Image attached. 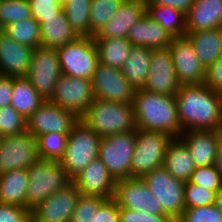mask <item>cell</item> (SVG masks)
Returning <instances> with one entry per match:
<instances>
[{"label": "cell", "instance_id": "6da1fadb", "mask_svg": "<svg viewBox=\"0 0 222 222\" xmlns=\"http://www.w3.org/2000/svg\"><path fill=\"white\" fill-rule=\"evenodd\" d=\"M176 102L181 128L189 130L222 131V94L206 84L183 85Z\"/></svg>", "mask_w": 222, "mask_h": 222}, {"label": "cell", "instance_id": "7a4b0ae2", "mask_svg": "<svg viewBox=\"0 0 222 222\" xmlns=\"http://www.w3.org/2000/svg\"><path fill=\"white\" fill-rule=\"evenodd\" d=\"M133 108L136 128L150 132H161L172 138L183 133L178 118L175 95L158 94L144 89L134 93Z\"/></svg>", "mask_w": 222, "mask_h": 222}, {"label": "cell", "instance_id": "3957f363", "mask_svg": "<svg viewBox=\"0 0 222 222\" xmlns=\"http://www.w3.org/2000/svg\"><path fill=\"white\" fill-rule=\"evenodd\" d=\"M80 119L101 137L137 129L133 105L127 103L94 99Z\"/></svg>", "mask_w": 222, "mask_h": 222}, {"label": "cell", "instance_id": "277c9868", "mask_svg": "<svg viewBox=\"0 0 222 222\" xmlns=\"http://www.w3.org/2000/svg\"><path fill=\"white\" fill-rule=\"evenodd\" d=\"M101 139L102 137L81 119L74 124L68 135L64 157L60 160L71 180L98 158Z\"/></svg>", "mask_w": 222, "mask_h": 222}, {"label": "cell", "instance_id": "5b68a950", "mask_svg": "<svg viewBox=\"0 0 222 222\" xmlns=\"http://www.w3.org/2000/svg\"><path fill=\"white\" fill-rule=\"evenodd\" d=\"M27 173L26 208L30 211L72 181L60 161L39 160Z\"/></svg>", "mask_w": 222, "mask_h": 222}, {"label": "cell", "instance_id": "8992f818", "mask_svg": "<svg viewBox=\"0 0 222 222\" xmlns=\"http://www.w3.org/2000/svg\"><path fill=\"white\" fill-rule=\"evenodd\" d=\"M135 145L136 129L102 137L98 158L115 181L131 178V162Z\"/></svg>", "mask_w": 222, "mask_h": 222}, {"label": "cell", "instance_id": "52a82bcc", "mask_svg": "<svg viewBox=\"0 0 222 222\" xmlns=\"http://www.w3.org/2000/svg\"><path fill=\"white\" fill-rule=\"evenodd\" d=\"M56 51L63 75L92 79L99 62L93 37H78Z\"/></svg>", "mask_w": 222, "mask_h": 222}, {"label": "cell", "instance_id": "ba28073f", "mask_svg": "<svg viewBox=\"0 0 222 222\" xmlns=\"http://www.w3.org/2000/svg\"><path fill=\"white\" fill-rule=\"evenodd\" d=\"M173 138L161 132L136 129L135 152L131 162V177L142 178L153 169L162 167L167 146Z\"/></svg>", "mask_w": 222, "mask_h": 222}, {"label": "cell", "instance_id": "9c48e42d", "mask_svg": "<svg viewBox=\"0 0 222 222\" xmlns=\"http://www.w3.org/2000/svg\"><path fill=\"white\" fill-rule=\"evenodd\" d=\"M142 179L160 201L164 213L177 222L185 210V182L173 177L163 166L146 173Z\"/></svg>", "mask_w": 222, "mask_h": 222}, {"label": "cell", "instance_id": "30bf717a", "mask_svg": "<svg viewBox=\"0 0 222 222\" xmlns=\"http://www.w3.org/2000/svg\"><path fill=\"white\" fill-rule=\"evenodd\" d=\"M61 75L56 49L43 46L33 48L26 78L44 100L51 98Z\"/></svg>", "mask_w": 222, "mask_h": 222}, {"label": "cell", "instance_id": "8fae6325", "mask_svg": "<svg viewBox=\"0 0 222 222\" xmlns=\"http://www.w3.org/2000/svg\"><path fill=\"white\" fill-rule=\"evenodd\" d=\"M39 160L38 140L27 131L2 137L0 142V174L16 169H28Z\"/></svg>", "mask_w": 222, "mask_h": 222}, {"label": "cell", "instance_id": "7c38bea8", "mask_svg": "<svg viewBox=\"0 0 222 222\" xmlns=\"http://www.w3.org/2000/svg\"><path fill=\"white\" fill-rule=\"evenodd\" d=\"M94 99L90 79L62 74L49 101L81 118Z\"/></svg>", "mask_w": 222, "mask_h": 222}, {"label": "cell", "instance_id": "4fadbf2b", "mask_svg": "<svg viewBox=\"0 0 222 222\" xmlns=\"http://www.w3.org/2000/svg\"><path fill=\"white\" fill-rule=\"evenodd\" d=\"M91 82L95 99L133 103L136 89L124 77L121 69L98 62Z\"/></svg>", "mask_w": 222, "mask_h": 222}, {"label": "cell", "instance_id": "5bb4252c", "mask_svg": "<svg viewBox=\"0 0 222 222\" xmlns=\"http://www.w3.org/2000/svg\"><path fill=\"white\" fill-rule=\"evenodd\" d=\"M80 118L55 103L45 100L27 118V132L35 138L48 133L70 134Z\"/></svg>", "mask_w": 222, "mask_h": 222}, {"label": "cell", "instance_id": "9a60e30c", "mask_svg": "<svg viewBox=\"0 0 222 222\" xmlns=\"http://www.w3.org/2000/svg\"><path fill=\"white\" fill-rule=\"evenodd\" d=\"M80 195L71 181L31 210V222H69Z\"/></svg>", "mask_w": 222, "mask_h": 222}, {"label": "cell", "instance_id": "2e32d148", "mask_svg": "<svg viewBox=\"0 0 222 222\" xmlns=\"http://www.w3.org/2000/svg\"><path fill=\"white\" fill-rule=\"evenodd\" d=\"M114 199L119 207L154 214H165L160 201L144 180L139 177L116 181Z\"/></svg>", "mask_w": 222, "mask_h": 222}, {"label": "cell", "instance_id": "e0dca14e", "mask_svg": "<svg viewBox=\"0 0 222 222\" xmlns=\"http://www.w3.org/2000/svg\"><path fill=\"white\" fill-rule=\"evenodd\" d=\"M180 86L169 48L152 49L150 71L142 89L158 94L176 95Z\"/></svg>", "mask_w": 222, "mask_h": 222}, {"label": "cell", "instance_id": "ac0fdd59", "mask_svg": "<svg viewBox=\"0 0 222 222\" xmlns=\"http://www.w3.org/2000/svg\"><path fill=\"white\" fill-rule=\"evenodd\" d=\"M174 62L177 79L181 86L203 84L205 68L186 36L173 37L168 47Z\"/></svg>", "mask_w": 222, "mask_h": 222}, {"label": "cell", "instance_id": "d6986e66", "mask_svg": "<svg viewBox=\"0 0 222 222\" xmlns=\"http://www.w3.org/2000/svg\"><path fill=\"white\" fill-rule=\"evenodd\" d=\"M72 181L81 195L114 198L116 181L99 158L91 161Z\"/></svg>", "mask_w": 222, "mask_h": 222}, {"label": "cell", "instance_id": "ffe728a7", "mask_svg": "<svg viewBox=\"0 0 222 222\" xmlns=\"http://www.w3.org/2000/svg\"><path fill=\"white\" fill-rule=\"evenodd\" d=\"M33 48L20 44L0 30V75L26 77Z\"/></svg>", "mask_w": 222, "mask_h": 222}, {"label": "cell", "instance_id": "44dd1931", "mask_svg": "<svg viewBox=\"0 0 222 222\" xmlns=\"http://www.w3.org/2000/svg\"><path fill=\"white\" fill-rule=\"evenodd\" d=\"M179 138L190 151L196 167L215 164L218 146L222 140V131L189 130L184 131Z\"/></svg>", "mask_w": 222, "mask_h": 222}, {"label": "cell", "instance_id": "7402d4cb", "mask_svg": "<svg viewBox=\"0 0 222 222\" xmlns=\"http://www.w3.org/2000/svg\"><path fill=\"white\" fill-rule=\"evenodd\" d=\"M127 39L133 46L162 49L171 45L173 36L146 13L130 28Z\"/></svg>", "mask_w": 222, "mask_h": 222}, {"label": "cell", "instance_id": "603a6c76", "mask_svg": "<svg viewBox=\"0 0 222 222\" xmlns=\"http://www.w3.org/2000/svg\"><path fill=\"white\" fill-rule=\"evenodd\" d=\"M222 28V0H195L186 13V32Z\"/></svg>", "mask_w": 222, "mask_h": 222}, {"label": "cell", "instance_id": "cb8c5ba5", "mask_svg": "<svg viewBox=\"0 0 222 222\" xmlns=\"http://www.w3.org/2000/svg\"><path fill=\"white\" fill-rule=\"evenodd\" d=\"M146 14V6L124 1L115 15L93 38H127L130 28Z\"/></svg>", "mask_w": 222, "mask_h": 222}, {"label": "cell", "instance_id": "d4e9b609", "mask_svg": "<svg viewBox=\"0 0 222 222\" xmlns=\"http://www.w3.org/2000/svg\"><path fill=\"white\" fill-rule=\"evenodd\" d=\"M185 36L205 69L222 56V28L186 32Z\"/></svg>", "mask_w": 222, "mask_h": 222}, {"label": "cell", "instance_id": "484cf974", "mask_svg": "<svg viewBox=\"0 0 222 222\" xmlns=\"http://www.w3.org/2000/svg\"><path fill=\"white\" fill-rule=\"evenodd\" d=\"M163 167L176 179L188 182L196 169L185 143L180 138H173L167 146Z\"/></svg>", "mask_w": 222, "mask_h": 222}, {"label": "cell", "instance_id": "4316f807", "mask_svg": "<svg viewBox=\"0 0 222 222\" xmlns=\"http://www.w3.org/2000/svg\"><path fill=\"white\" fill-rule=\"evenodd\" d=\"M41 46L59 48L75 41L79 36L72 29L64 10L57 17L46 18L40 23Z\"/></svg>", "mask_w": 222, "mask_h": 222}, {"label": "cell", "instance_id": "83f0119b", "mask_svg": "<svg viewBox=\"0 0 222 222\" xmlns=\"http://www.w3.org/2000/svg\"><path fill=\"white\" fill-rule=\"evenodd\" d=\"M28 179L27 169L0 174V203L26 207Z\"/></svg>", "mask_w": 222, "mask_h": 222}, {"label": "cell", "instance_id": "f1b7e54d", "mask_svg": "<svg viewBox=\"0 0 222 222\" xmlns=\"http://www.w3.org/2000/svg\"><path fill=\"white\" fill-rule=\"evenodd\" d=\"M152 48L133 46L121 68L124 77L137 90L142 89L150 71Z\"/></svg>", "mask_w": 222, "mask_h": 222}, {"label": "cell", "instance_id": "f546056e", "mask_svg": "<svg viewBox=\"0 0 222 222\" xmlns=\"http://www.w3.org/2000/svg\"><path fill=\"white\" fill-rule=\"evenodd\" d=\"M10 105L26 120L45 101L26 77H13Z\"/></svg>", "mask_w": 222, "mask_h": 222}, {"label": "cell", "instance_id": "4dcf8cb0", "mask_svg": "<svg viewBox=\"0 0 222 222\" xmlns=\"http://www.w3.org/2000/svg\"><path fill=\"white\" fill-rule=\"evenodd\" d=\"M97 46L99 62L121 69L133 45L127 38H93Z\"/></svg>", "mask_w": 222, "mask_h": 222}, {"label": "cell", "instance_id": "1f68e13d", "mask_svg": "<svg viewBox=\"0 0 222 222\" xmlns=\"http://www.w3.org/2000/svg\"><path fill=\"white\" fill-rule=\"evenodd\" d=\"M146 13L157 21L171 36L182 37L186 34V14L166 5L148 4Z\"/></svg>", "mask_w": 222, "mask_h": 222}, {"label": "cell", "instance_id": "d6a6232c", "mask_svg": "<svg viewBox=\"0 0 222 222\" xmlns=\"http://www.w3.org/2000/svg\"><path fill=\"white\" fill-rule=\"evenodd\" d=\"M66 18L79 37H90L91 0H69L63 5Z\"/></svg>", "mask_w": 222, "mask_h": 222}, {"label": "cell", "instance_id": "836d02e7", "mask_svg": "<svg viewBox=\"0 0 222 222\" xmlns=\"http://www.w3.org/2000/svg\"><path fill=\"white\" fill-rule=\"evenodd\" d=\"M2 31L20 44L32 48L41 46L40 24L33 17L11 23Z\"/></svg>", "mask_w": 222, "mask_h": 222}, {"label": "cell", "instance_id": "e575fe53", "mask_svg": "<svg viewBox=\"0 0 222 222\" xmlns=\"http://www.w3.org/2000/svg\"><path fill=\"white\" fill-rule=\"evenodd\" d=\"M125 0H91L90 37L97 35Z\"/></svg>", "mask_w": 222, "mask_h": 222}, {"label": "cell", "instance_id": "d590c367", "mask_svg": "<svg viewBox=\"0 0 222 222\" xmlns=\"http://www.w3.org/2000/svg\"><path fill=\"white\" fill-rule=\"evenodd\" d=\"M68 135L60 133L40 135L37 138L40 160L60 161L65 154Z\"/></svg>", "mask_w": 222, "mask_h": 222}, {"label": "cell", "instance_id": "8d00e7d4", "mask_svg": "<svg viewBox=\"0 0 222 222\" xmlns=\"http://www.w3.org/2000/svg\"><path fill=\"white\" fill-rule=\"evenodd\" d=\"M27 18H32L29 0H0V30Z\"/></svg>", "mask_w": 222, "mask_h": 222}, {"label": "cell", "instance_id": "74e56055", "mask_svg": "<svg viewBox=\"0 0 222 222\" xmlns=\"http://www.w3.org/2000/svg\"><path fill=\"white\" fill-rule=\"evenodd\" d=\"M27 131V120L11 105L0 108V136H11Z\"/></svg>", "mask_w": 222, "mask_h": 222}, {"label": "cell", "instance_id": "f35d334b", "mask_svg": "<svg viewBox=\"0 0 222 222\" xmlns=\"http://www.w3.org/2000/svg\"><path fill=\"white\" fill-rule=\"evenodd\" d=\"M107 200L99 196L80 195L69 222H95L96 213Z\"/></svg>", "mask_w": 222, "mask_h": 222}, {"label": "cell", "instance_id": "ab89813d", "mask_svg": "<svg viewBox=\"0 0 222 222\" xmlns=\"http://www.w3.org/2000/svg\"><path fill=\"white\" fill-rule=\"evenodd\" d=\"M218 192L219 191L204 189L203 187L193 184L190 181L185 182L184 185L185 208L209 206L215 204Z\"/></svg>", "mask_w": 222, "mask_h": 222}, {"label": "cell", "instance_id": "60d3db41", "mask_svg": "<svg viewBox=\"0 0 222 222\" xmlns=\"http://www.w3.org/2000/svg\"><path fill=\"white\" fill-rule=\"evenodd\" d=\"M189 181L212 191H220L222 189V177L214 164L196 167Z\"/></svg>", "mask_w": 222, "mask_h": 222}, {"label": "cell", "instance_id": "b9f144b4", "mask_svg": "<svg viewBox=\"0 0 222 222\" xmlns=\"http://www.w3.org/2000/svg\"><path fill=\"white\" fill-rule=\"evenodd\" d=\"M177 222H222V213L215 204L185 208Z\"/></svg>", "mask_w": 222, "mask_h": 222}, {"label": "cell", "instance_id": "7bdbcfd3", "mask_svg": "<svg viewBox=\"0 0 222 222\" xmlns=\"http://www.w3.org/2000/svg\"><path fill=\"white\" fill-rule=\"evenodd\" d=\"M31 4L32 17L40 24L46 21V18L57 17L63 10L56 0H29Z\"/></svg>", "mask_w": 222, "mask_h": 222}, {"label": "cell", "instance_id": "ee69618b", "mask_svg": "<svg viewBox=\"0 0 222 222\" xmlns=\"http://www.w3.org/2000/svg\"><path fill=\"white\" fill-rule=\"evenodd\" d=\"M120 222H176L166 214H154L119 207Z\"/></svg>", "mask_w": 222, "mask_h": 222}, {"label": "cell", "instance_id": "f6af8a7d", "mask_svg": "<svg viewBox=\"0 0 222 222\" xmlns=\"http://www.w3.org/2000/svg\"><path fill=\"white\" fill-rule=\"evenodd\" d=\"M0 222H31V211L26 207L0 203Z\"/></svg>", "mask_w": 222, "mask_h": 222}, {"label": "cell", "instance_id": "bcb514c9", "mask_svg": "<svg viewBox=\"0 0 222 222\" xmlns=\"http://www.w3.org/2000/svg\"><path fill=\"white\" fill-rule=\"evenodd\" d=\"M204 84L222 94V56L205 69Z\"/></svg>", "mask_w": 222, "mask_h": 222}, {"label": "cell", "instance_id": "7dc6e473", "mask_svg": "<svg viewBox=\"0 0 222 222\" xmlns=\"http://www.w3.org/2000/svg\"><path fill=\"white\" fill-rule=\"evenodd\" d=\"M95 222H120L119 206L114 198L108 199L99 208Z\"/></svg>", "mask_w": 222, "mask_h": 222}, {"label": "cell", "instance_id": "c3c4849f", "mask_svg": "<svg viewBox=\"0 0 222 222\" xmlns=\"http://www.w3.org/2000/svg\"><path fill=\"white\" fill-rule=\"evenodd\" d=\"M13 90V77L0 75V108L10 105Z\"/></svg>", "mask_w": 222, "mask_h": 222}, {"label": "cell", "instance_id": "681fc988", "mask_svg": "<svg viewBox=\"0 0 222 222\" xmlns=\"http://www.w3.org/2000/svg\"><path fill=\"white\" fill-rule=\"evenodd\" d=\"M195 0H150L149 4L166 5L187 13Z\"/></svg>", "mask_w": 222, "mask_h": 222}, {"label": "cell", "instance_id": "f907efd6", "mask_svg": "<svg viewBox=\"0 0 222 222\" xmlns=\"http://www.w3.org/2000/svg\"><path fill=\"white\" fill-rule=\"evenodd\" d=\"M214 165L217 167V169L222 177V140L220 141L219 146H218L217 156H216V160H215Z\"/></svg>", "mask_w": 222, "mask_h": 222}, {"label": "cell", "instance_id": "816d5d0a", "mask_svg": "<svg viewBox=\"0 0 222 222\" xmlns=\"http://www.w3.org/2000/svg\"><path fill=\"white\" fill-rule=\"evenodd\" d=\"M215 206L222 213V189L217 193L216 200H215Z\"/></svg>", "mask_w": 222, "mask_h": 222}, {"label": "cell", "instance_id": "f5cc1de1", "mask_svg": "<svg viewBox=\"0 0 222 222\" xmlns=\"http://www.w3.org/2000/svg\"><path fill=\"white\" fill-rule=\"evenodd\" d=\"M125 1L137 2L140 4H144L145 6H147L150 3V0H125Z\"/></svg>", "mask_w": 222, "mask_h": 222}, {"label": "cell", "instance_id": "db71d44e", "mask_svg": "<svg viewBox=\"0 0 222 222\" xmlns=\"http://www.w3.org/2000/svg\"><path fill=\"white\" fill-rule=\"evenodd\" d=\"M56 1H58L61 5H64L69 0H56Z\"/></svg>", "mask_w": 222, "mask_h": 222}]
</instances>
